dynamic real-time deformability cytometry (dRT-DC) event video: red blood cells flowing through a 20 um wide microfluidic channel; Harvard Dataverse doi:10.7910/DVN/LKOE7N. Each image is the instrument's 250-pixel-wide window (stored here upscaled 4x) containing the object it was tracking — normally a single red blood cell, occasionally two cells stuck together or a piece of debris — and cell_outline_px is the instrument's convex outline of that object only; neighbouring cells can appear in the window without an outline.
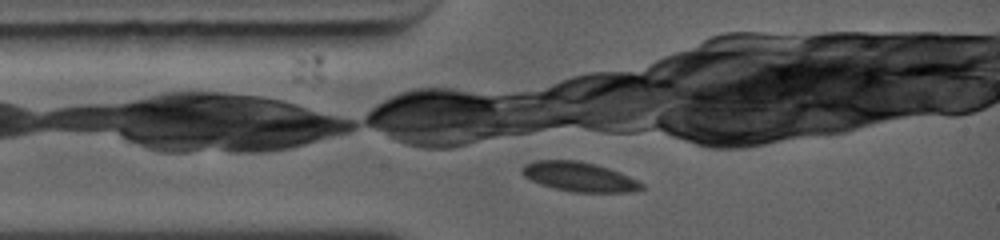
{"species": "common noctule bat (a hibernating species)", "species_latin": "Nyctalus noctula", "temperature_condition": "warm", "stored_images_in_passage": 2, "camera_frame_rate_fps": 5000, "um_per_image_px": 0.085, "animal": {"sex": "female", "body_mass_g": 19.0, "forearm_length_mm": 56.7}, "frame": {"image": 1, "passage_image": 2, "time_ms": 0.8, "image_size_px": [1000, 240], "cell_outline_px": [[644, 188], [636, 192], [572, 192], [540, 184], [524, 176], [520, 172], [520, 168], [524, 164], [532, 160], [576, 160], [596, 164], [620, 172], [644, 184]], "centroid_in_image_um": [49.22, 15.02], "position_along_channel_um": 35.8, "area_um2": 20.63}}